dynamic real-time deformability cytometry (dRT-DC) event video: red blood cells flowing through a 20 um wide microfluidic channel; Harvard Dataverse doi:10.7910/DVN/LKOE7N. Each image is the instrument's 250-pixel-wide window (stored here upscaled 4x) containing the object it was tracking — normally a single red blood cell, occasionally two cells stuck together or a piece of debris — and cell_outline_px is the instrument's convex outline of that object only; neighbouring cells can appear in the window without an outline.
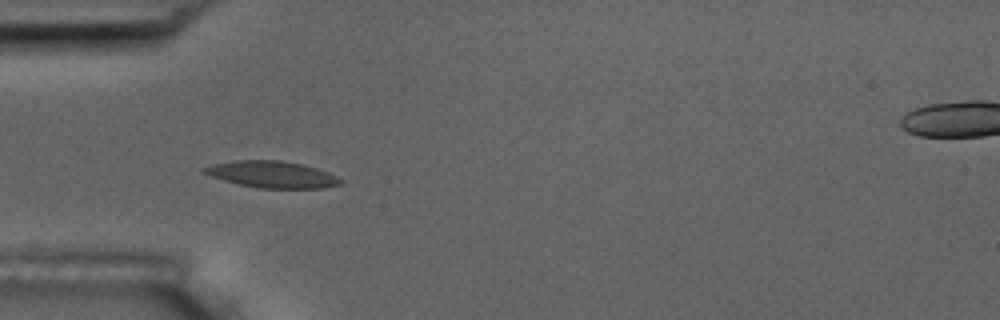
{"species": "common noctule bat (a hibernating species)", "species_latin": "Nyctalus noctula", "temperature_condition": "room temperature", "stored_images_in_passage": 5, "camera_frame_rate_fps": 3000, "um_per_image_px": 0.085, "animal": {"sex": "male", "body_mass_g": 17.5, "forearm_length_mm": 52.3}, "frame": {"image": 1, "passage_image": 4, "time_ms": 1.0, "image_size_px": [1000, 320], "cell_outline_px": [[344, 180], [340, 184], [324, 188], [260, 188], [240, 184], [224, 180], [200, 172], [200, 168], [212, 164], [232, 160], [280, 160], [304, 164], [328, 172]], "centroid_in_image_um": [23.1, 14.81], "position_along_channel_um": 61.9, "area_um2": 21.27}}